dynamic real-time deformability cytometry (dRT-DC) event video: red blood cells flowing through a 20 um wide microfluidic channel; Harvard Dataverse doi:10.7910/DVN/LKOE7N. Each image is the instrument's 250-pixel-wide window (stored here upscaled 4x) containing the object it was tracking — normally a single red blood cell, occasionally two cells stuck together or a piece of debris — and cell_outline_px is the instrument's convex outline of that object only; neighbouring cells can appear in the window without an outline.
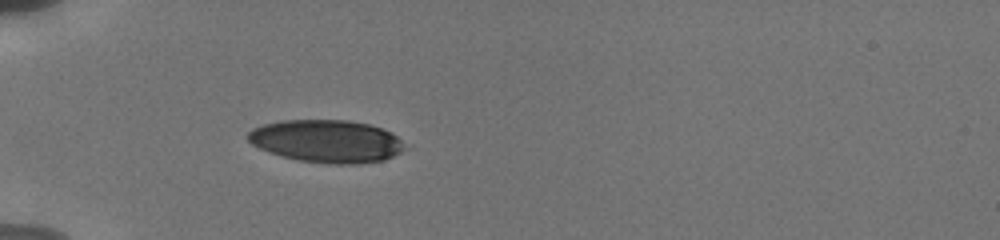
{"species": "human", "species_latin": "Homo sapiens", "temperature_condition": "cold", "stored_images_in_passage": 9, "camera_frame_rate_fps": 3000, "um_per_image_px": 0.085, "donor": {"sex": "male"}, "frame": {"image": 1, "passage_image": 1, "time_ms": 0.0, "image_size_px": [1000, 240], "cell_outline_px": [[408, 148], [384, 160], [356, 164], [336, 164], [300, 160], [268, 152], [252, 144], [248, 140], [248, 132], [252, 128], [264, 124], [280, 120], [348, 120], [368, 124], [384, 128], [392, 132]], "centroid_in_image_um": [27.78, 11.99], "position_along_channel_um": 57.2, "area_um2": 38.96}}
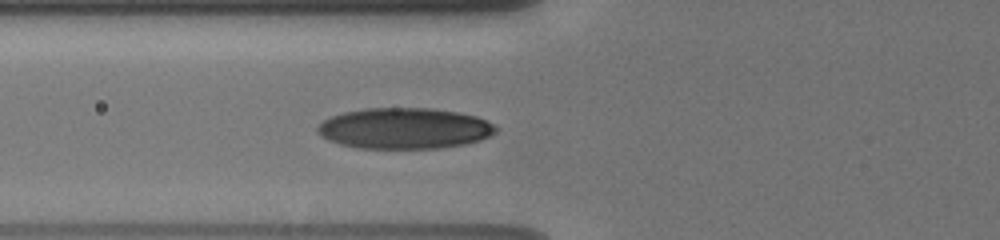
{"frame": {"image": 2, "passage_image": 7, "time_ms": 1.333, "image_size_px": [1000, 240], "cell_outline_px": [[496, 132], [480, 140], [468, 144], [436, 148], [360, 148], [340, 144], [328, 140], [320, 136], [316, 132], [316, 128], [324, 120], [332, 116], [344, 112], [364, 108], [428, 108], [456, 112], [476, 116], [488, 120], [496, 124]], "centroid_in_image_um": [34.38, 10.91], "position_along_channel_um": 91.4, "area_um2": 42.6}}